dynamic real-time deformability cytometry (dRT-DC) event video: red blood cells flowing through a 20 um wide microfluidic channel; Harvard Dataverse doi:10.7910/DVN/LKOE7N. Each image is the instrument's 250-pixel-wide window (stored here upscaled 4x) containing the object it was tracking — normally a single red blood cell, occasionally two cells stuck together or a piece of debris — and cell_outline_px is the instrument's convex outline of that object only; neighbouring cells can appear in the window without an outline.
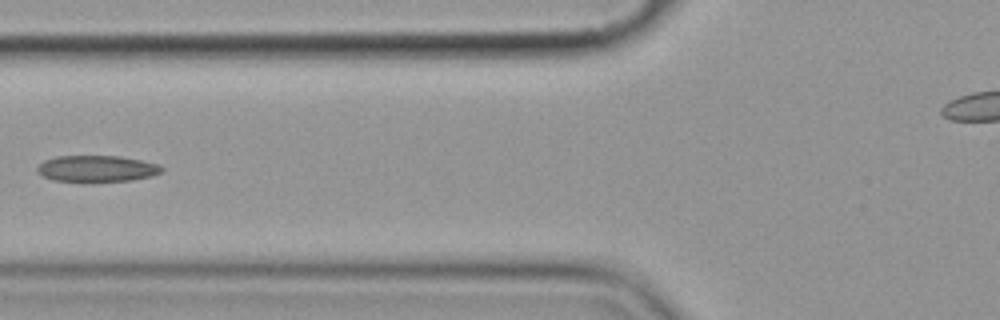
{"species": "common noctule bat (a hibernating species)", "species_latin": "Nyctalus noctula", "temperature_condition": "cold", "stored_images_in_passage": 7, "camera_frame_rate_fps": 3000, "um_per_image_px": 0.085, "animal": {"sex": "female", "body_mass_g": 19.9}, "frame": {"image": 1, "passage_image": 7, "time_ms": 7.0, "image_size_px": [1000, 320], "cell_outline_px": [[164, 168], [160, 172], [152, 176], [132, 180], [88, 184], [84, 184], [52, 180], [40, 176], [36, 172], [36, 168], [44, 160], [56, 156], [120, 156], [160, 164]], "centroid_in_image_um": [8.17, 14.38], "position_along_channel_um": 117.6, "area_um2": 20.06}}